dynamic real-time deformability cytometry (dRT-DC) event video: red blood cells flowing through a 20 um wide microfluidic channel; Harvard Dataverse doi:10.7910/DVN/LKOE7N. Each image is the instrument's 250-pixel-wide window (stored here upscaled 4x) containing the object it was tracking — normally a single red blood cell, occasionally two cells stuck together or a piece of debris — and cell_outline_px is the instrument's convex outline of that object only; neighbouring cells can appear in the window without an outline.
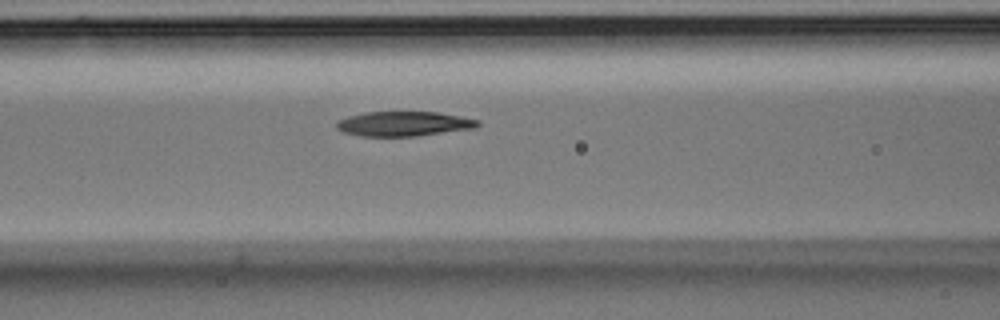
{"species": "Egyptian fruit bat (a non-hibernating species)", "species_latin": "Rousettus aegyptiacus", "temperature_condition": "room temperature", "stored_images_in_passage": 7, "segment_of_instrument_passage": [1, 2], "camera_frame_rate_fps": 3000, "um_per_image_px": 0.085, "animal": {"sex": "male"}, "frame": {"image": 1, "passage_image": 6, "time_ms": 1.667, "image_size_px": [1000, 320], "cell_outline_px": [[480, 124], [476, 128], [416, 136], [360, 136], [344, 132], [336, 128], [336, 120], [348, 116], [364, 112], [440, 112], [480, 120]], "centroid_in_image_um": [34.32, 10.52], "position_along_channel_um": 132.3, "area_um2": 20.46}}